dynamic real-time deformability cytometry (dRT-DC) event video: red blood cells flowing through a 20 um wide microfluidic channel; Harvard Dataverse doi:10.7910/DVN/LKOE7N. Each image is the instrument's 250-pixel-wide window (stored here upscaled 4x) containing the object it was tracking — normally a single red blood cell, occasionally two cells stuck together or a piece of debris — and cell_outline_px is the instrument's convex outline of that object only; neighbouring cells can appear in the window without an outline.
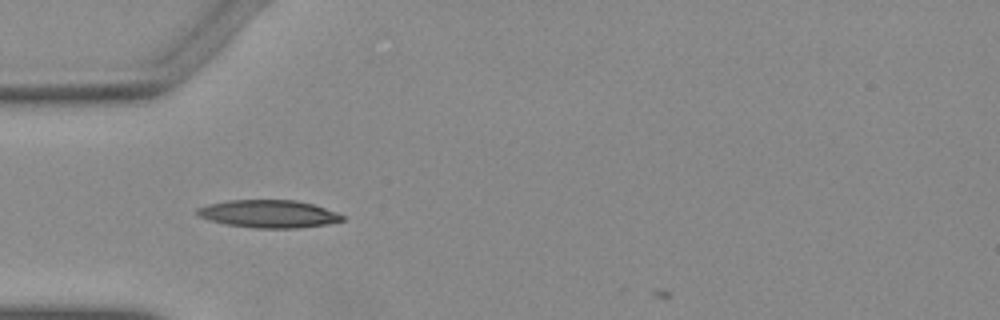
{"species": "Egyptian fruit bat (a non-hibernating species)", "species_latin": "Rousettus aegyptiacus", "temperature_condition": "warm", "stored_images_in_passage": 33, "camera_frame_rate_fps": 3000, "um_per_image_px": 0.085, "animal": {"sex": "female"}, "frame": {"image": 1, "passage_image": 1, "time_ms": 0.0, "image_size_px": [1000, 320], "cell_outline_px": [[344, 220], [328, 224], [296, 228], [252, 228], [228, 224], [212, 220], [200, 216], [196, 212], [196, 208], [208, 204], [228, 200], [296, 200], [312, 204], [336, 212], [344, 216]], "centroid_in_image_um": [22.85, 18.17], "position_along_channel_um": 62.2, "area_um2": 23.24}}
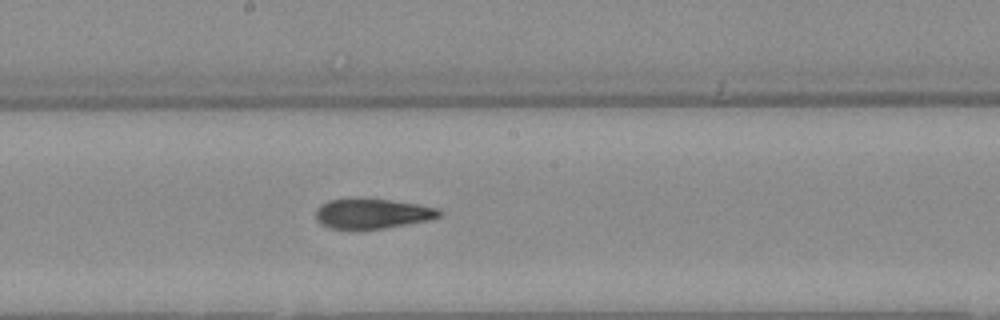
{"frame": {"image": 2, "passage_image": 13, "time_ms": 4.0, "image_size_px": [1000, 320], "cell_outline_px": [[444, 212], [440, 216], [428, 220], [384, 228], [360, 232], [356, 232], [332, 228], [320, 224], [316, 216], [316, 208], [320, 204], [328, 200], [356, 196], [360, 196], [416, 204], [440, 208]], "centroid_in_image_um": [31.58, 18.16], "position_along_channel_um": 216.6, "area_um2": 22.66}}
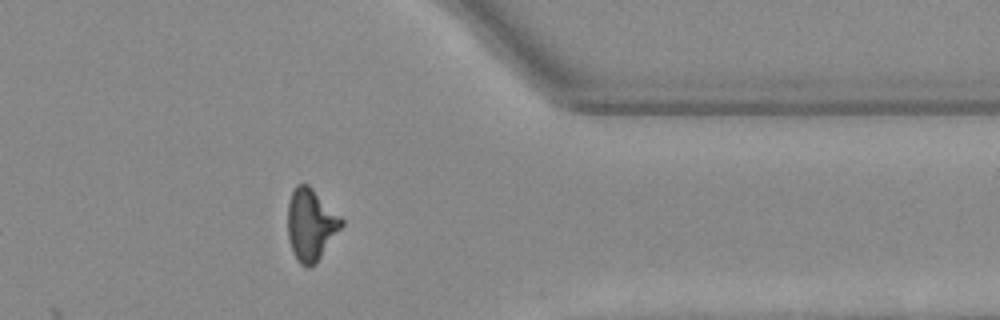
{"frame": {"image": 3, "passage_image": 27, "time_ms": 8.667, "image_size_px": [1000, 320], "cell_outline_px": [[344, 224], [316, 264], [308, 268], [300, 264], [296, 260], [292, 252], [288, 240], [288, 200], [296, 184], [308, 184], [344, 220]], "centroid_in_image_um": [26.41, 19.12], "position_along_channel_um": 385.0, "area_um2": 22.6}}